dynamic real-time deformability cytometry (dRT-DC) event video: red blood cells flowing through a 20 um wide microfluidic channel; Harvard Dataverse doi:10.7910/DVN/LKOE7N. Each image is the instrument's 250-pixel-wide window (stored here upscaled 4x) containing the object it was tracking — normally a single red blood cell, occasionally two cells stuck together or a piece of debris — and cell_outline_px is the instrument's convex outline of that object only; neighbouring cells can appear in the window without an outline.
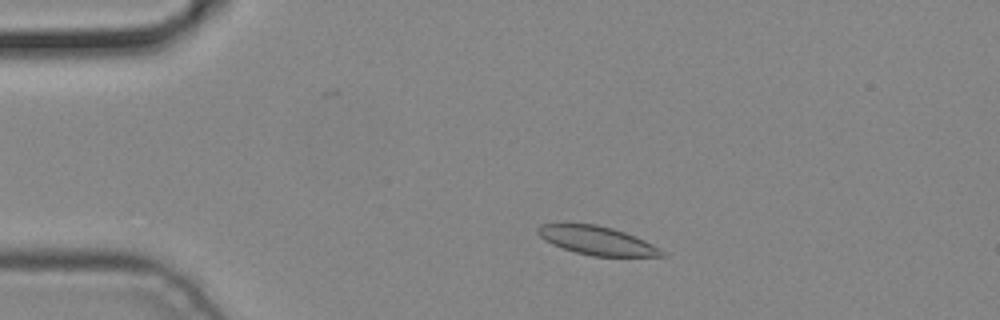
{"species": "common noctule bat (a hibernating species)", "species_latin": "Nyctalus noctula", "temperature_condition": "cold", "stored_images_in_passage": 3, "camera_frame_rate_fps": 3000, "um_per_image_px": 0.085, "animal": {"sex": "male", "body_mass_g": 19.2, "forearm_length_mm": 51.8}, "frame": {"image": 1, "passage_image": 2, "time_ms": 0.333, "image_size_px": [1000, 320], "cell_outline_px": [[668, 256], [592, 256], [576, 252], [552, 244], [544, 240], [536, 232], [536, 228], [540, 224], [596, 224], [612, 228], [624, 232], [644, 240], [652, 244], [664, 252]], "centroid_in_image_um": [50.72, 20.44], "position_along_channel_um": 34.3, "area_um2": 20.4}}